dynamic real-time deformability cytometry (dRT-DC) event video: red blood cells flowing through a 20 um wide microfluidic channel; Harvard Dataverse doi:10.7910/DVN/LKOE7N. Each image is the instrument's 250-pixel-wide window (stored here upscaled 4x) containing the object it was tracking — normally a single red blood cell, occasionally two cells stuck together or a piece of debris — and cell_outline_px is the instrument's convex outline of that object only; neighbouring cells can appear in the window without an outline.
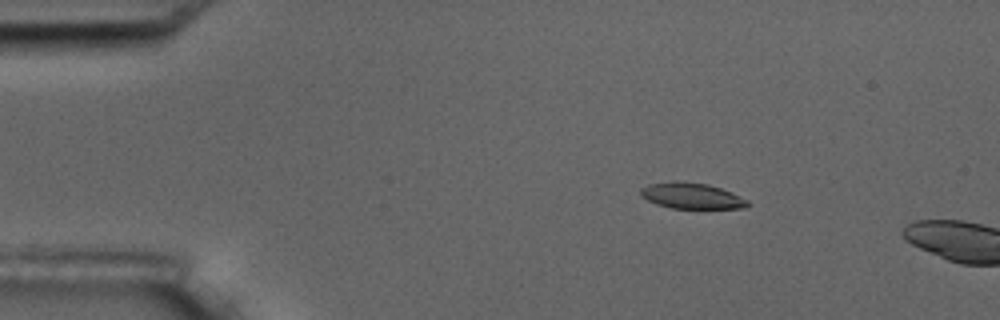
{"species": "common noctule bat (a hibernating species)", "species_latin": "Nyctalus noctula", "temperature_condition": "room temperature", "stored_images_in_passage": 4, "camera_frame_rate_fps": 3000, "um_per_image_px": 0.085, "animal": {"sex": "male", "body_mass_g": 17.5, "forearm_length_mm": 52.3}, "frame": {"image": 1, "passage_image": 3, "time_ms": 2.333, "image_size_px": [1000, 320], "cell_outline_px": [[752, 204], [744, 208], [672, 208], [656, 204], [640, 196], [640, 188], [648, 184], [672, 180], [680, 180], [708, 184], [732, 192], [748, 200]], "centroid_in_image_um": [58.77, 16.62], "position_along_channel_um": 26.2, "area_um2": 16.42}}